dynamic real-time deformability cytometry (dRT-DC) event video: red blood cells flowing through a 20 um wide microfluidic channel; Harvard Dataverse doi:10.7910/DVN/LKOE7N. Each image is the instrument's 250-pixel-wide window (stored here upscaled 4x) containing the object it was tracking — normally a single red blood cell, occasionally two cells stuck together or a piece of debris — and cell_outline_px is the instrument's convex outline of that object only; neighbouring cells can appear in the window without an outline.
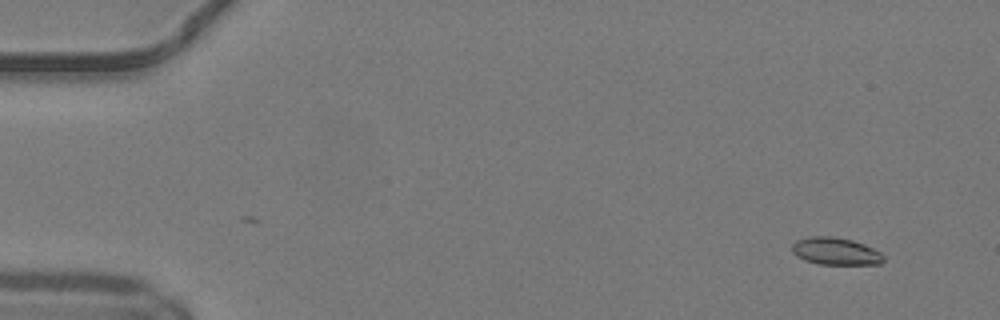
{"species": "common noctule bat (a hibernating species)", "species_latin": "Nyctalus noctula", "temperature_condition": "warm", "stored_images_in_passage": 47, "camera_frame_rate_fps": 3000, "um_per_image_px": 0.085, "animal": {"sex": "male", "body_mass_g": 19.2, "forearm_length_mm": 51.8}, "frame": {"image": 1, "passage_image": 1, "time_ms": 0.0, "image_size_px": [1000, 320], "cell_outline_px": [[884, 260], [880, 264], [820, 264], [804, 260], [796, 256], [792, 252], [792, 244], [796, 240], [812, 236], [832, 236], [852, 240], [864, 244], [880, 252], [884, 256]], "centroid_in_image_um": [71.01, 21.35], "position_along_channel_um": 14.0, "area_um2": 14.57}}
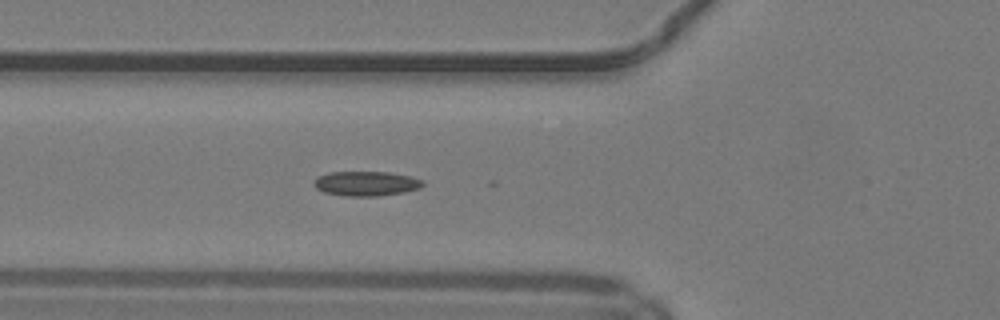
{"frame": {"image": 2, "passage_image": 16, "time_ms": 5.0, "image_size_px": [1000, 320], "cell_outline_px": [[424, 184], [420, 188], [404, 192], [376, 196], [344, 196], [324, 192], [316, 188], [312, 184], [316, 176], [328, 172], [388, 172], [412, 176], [424, 180]], "centroid_in_image_um": [31.11, 15.59], "position_along_channel_um": 94.7, "area_um2": 15.84}}
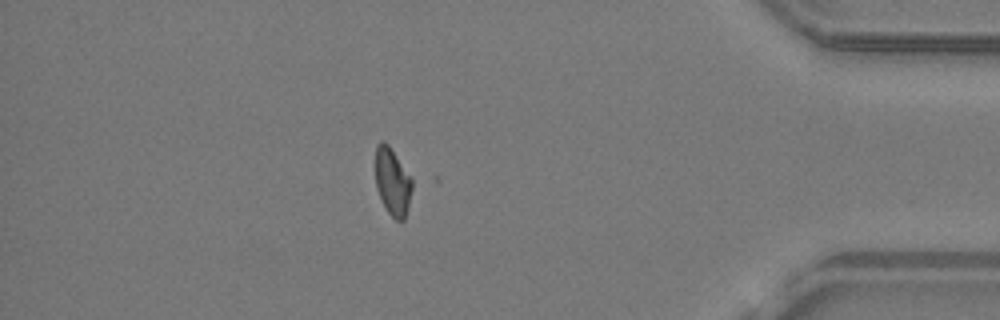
{"frame": {"image": 3, "passage_image": 41, "time_ms": 13.333, "image_size_px": [1000, 320], "cell_outline_px": [[412, 188], [408, 208], [404, 220], [396, 220], [388, 212], [376, 188], [376, 144], [380, 140], [384, 140], [388, 144], [412, 180]], "centroid_in_image_um": [33.35, 15.44], "position_along_channel_um": 401.8, "area_um2": 14.1}}